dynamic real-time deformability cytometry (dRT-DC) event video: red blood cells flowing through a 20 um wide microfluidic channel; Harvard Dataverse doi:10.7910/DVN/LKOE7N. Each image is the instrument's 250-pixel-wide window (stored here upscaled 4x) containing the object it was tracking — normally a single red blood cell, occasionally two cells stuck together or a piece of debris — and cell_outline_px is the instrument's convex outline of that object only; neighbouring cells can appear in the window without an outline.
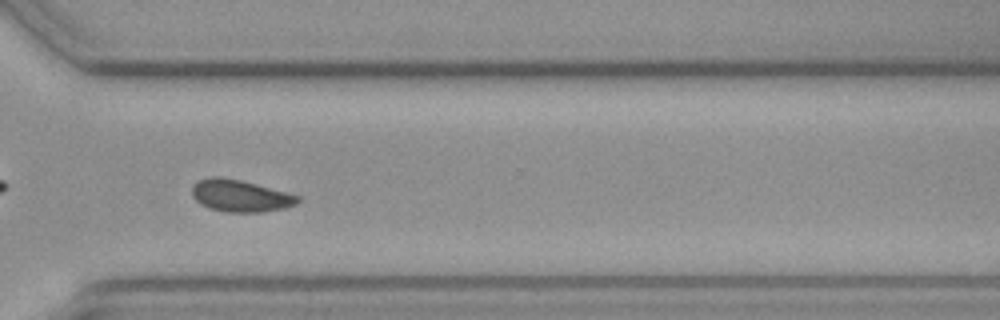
{"species": "common noctule bat (a hibernating species)", "species_latin": "Nyctalus noctula", "temperature_condition": "cold", "stored_images_in_passage": 55, "camera_frame_rate_fps": 3000, "um_per_image_px": 0.085, "animal": {"sex": "female", "body_mass_g": 19.3, "forearm_length_mm": 54.1}, "frame": {"image": 1, "passage_image": 40, "time_ms": 13.0, "image_size_px": [1000, 320], "cell_outline_px": [[300, 200], [296, 204], [284, 208], [264, 212], [224, 212], [208, 208], [200, 204], [192, 196], [192, 184], [196, 180], [208, 176], [220, 176], [240, 180], [256, 184], [300, 196]], "centroid_in_image_um": [20.37, 16.64], "position_along_channel_um": 350.2, "area_um2": 19.94}}
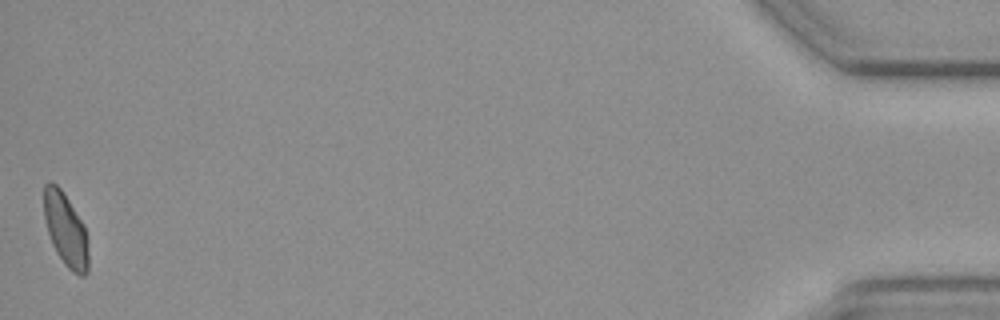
{"frame": {"image": 2, "passage_image": 55, "time_ms": 18.0, "image_size_px": [1000, 320], "cell_outline_px": [[88, 272], [84, 276], [80, 276], [72, 272], [64, 264], [56, 252], [52, 244], [48, 232], [44, 216], [44, 184], [56, 184], [64, 192], [84, 224], [88, 236]], "centroid_in_image_um": [5.61, 19.56], "position_along_channel_um": 429.6, "area_um2": 19.13}}